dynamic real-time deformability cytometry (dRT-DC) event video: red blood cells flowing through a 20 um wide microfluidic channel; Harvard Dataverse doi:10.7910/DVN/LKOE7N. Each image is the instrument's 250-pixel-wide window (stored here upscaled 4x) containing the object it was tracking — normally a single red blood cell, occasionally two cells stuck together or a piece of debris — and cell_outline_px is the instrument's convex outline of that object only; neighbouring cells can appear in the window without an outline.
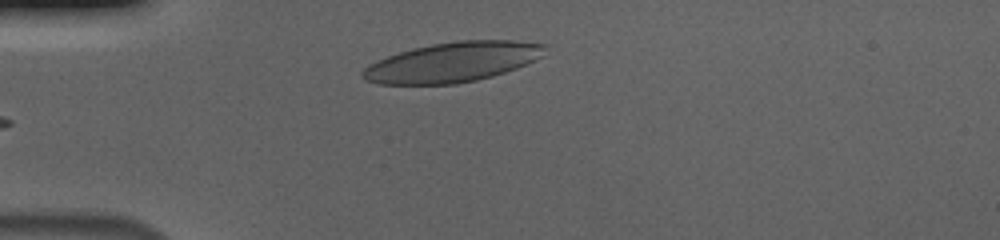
{"species": "human", "species_latin": "Homo sapiens", "temperature_condition": "cold", "stored_images_in_passage": 36, "camera_frame_rate_fps": 3000, "um_per_image_px": 0.085, "donor": {"sex": "male"}, "frame": {"image": 1, "passage_image": 1, "time_ms": 0.0, "image_size_px": [1000, 240], "cell_outline_px": [[552, 44], [544, 56], [516, 68], [492, 76], [476, 80], [456, 84], [380, 84], [364, 80], [360, 76], [360, 72], [368, 64], [376, 60], [412, 48], [432, 44], [460, 40], [512, 40]], "centroid_in_image_um": [38.51, 5.27], "position_along_channel_um": 46.5, "area_um2": 42.77}}
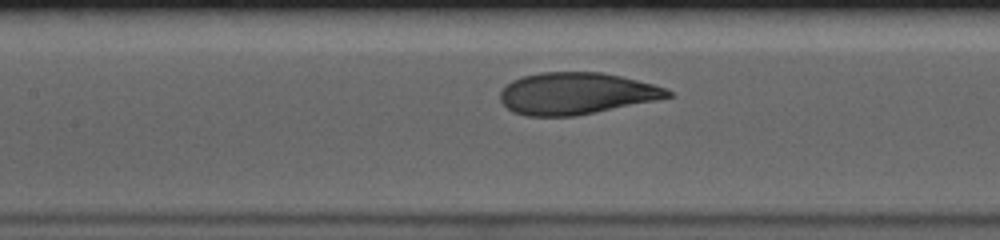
{"frame": {"image": 2, "passage_image": 12, "time_ms": 3.667, "image_size_px": [1000, 240], "cell_outline_px": [[676, 96], [576, 116], [528, 116], [512, 112], [500, 100], [500, 92], [512, 80], [524, 76], [540, 72], [600, 72], [620, 76], [668, 88]], "centroid_in_image_um": [49.0, 7.95], "position_along_channel_um": 158.4, "area_um2": 40.75}}
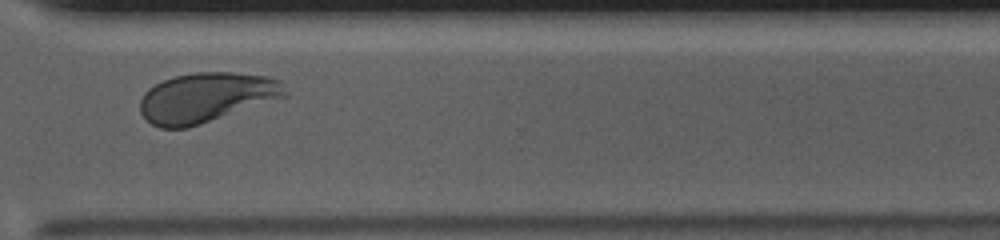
{"frame": {"image": 3, "passage_image": 28, "time_ms": 9.0, "image_size_px": [1000, 240], "cell_outline_px": [[288, 96], [188, 128], [160, 128], [152, 124], [140, 112], [140, 100], [144, 92], [148, 88], [172, 76], [196, 72], [232, 72], [268, 76], [280, 80], [288, 92]], "centroid_in_image_um": [17.55, 8.28], "position_along_channel_um": 353.1, "area_um2": 42.19}, "authors_computed_cell_mechanics": {"area_um2": 40.5467, "velocity_mm_per_s": 3.6527, "shape_relaxation_time_tau1_ms": 3.473, "shape_relaxation_time_tau2_ms": null, "deformation_change_tau1": 0.152, "deformation_change_tau2": null}}